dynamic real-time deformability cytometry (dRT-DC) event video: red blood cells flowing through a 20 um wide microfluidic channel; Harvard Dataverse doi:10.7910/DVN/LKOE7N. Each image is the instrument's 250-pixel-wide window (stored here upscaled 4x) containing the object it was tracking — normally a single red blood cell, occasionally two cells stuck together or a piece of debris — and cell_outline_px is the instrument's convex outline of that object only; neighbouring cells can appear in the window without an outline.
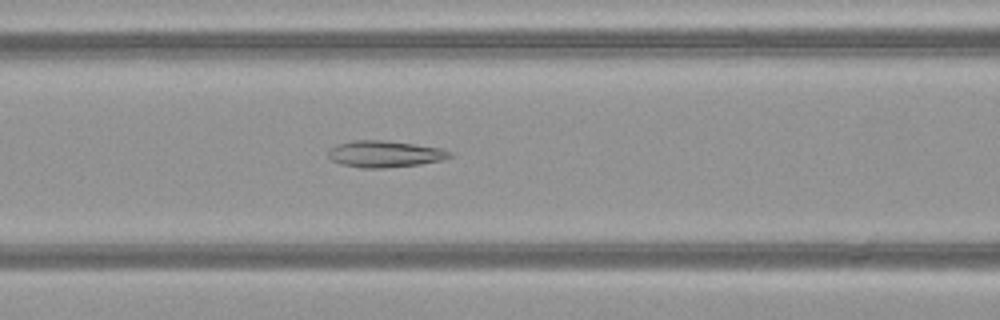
{"species": "common noctule bat (a hibernating species)", "species_latin": "Nyctalus noctula", "temperature_condition": "warm", "stored_images_in_passage": 35, "camera_frame_rate_fps": 3000, "um_per_image_px": 0.085, "animal": {"sex": "female", "body_mass_g": 21.9}, "frame": {"image": 1, "passage_image": 6, "time_ms": 1.667, "image_size_px": [1000, 320], "cell_outline_px": [[452, 156], [440, 160], [420, 164], [384, 168], [360, 168], [340, 164], [332, 160], [328, 156], [328, 152], [336, 144], [352, 140], [384, 140], [440, 148], [452, 152]], "centroid_in_image_um": [32.67, 13.09], "position_along_channel_um": 133.9, "area_um2": 18.73}}
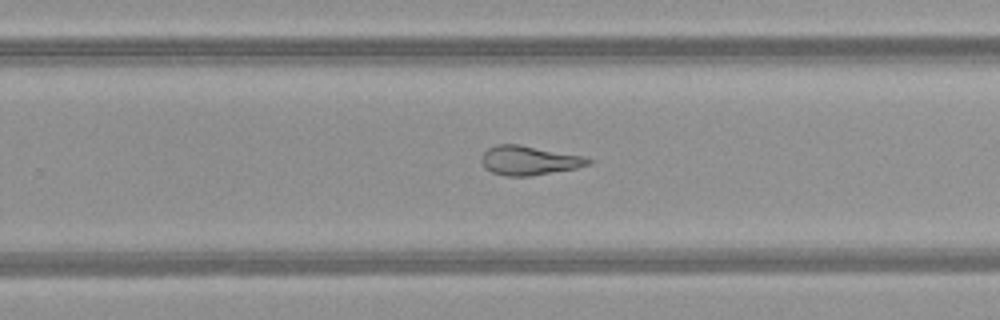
{"frame": {"image": 2, "passage_image": 17, "time_ms": 5.333, "image_size_px": [1000, 320], "cell_outline_px": [[592, 164], [576, 168], [532, 176], [504, 176], [492, 172], [484, 168], [480, 160], [480, 156], [488, 148], [496, 144], [520, 144], [584, 156], [592, 160]], "centroid_in_image_um": [44.95, 13.64], "position_along_channel_um": 284.9, "area_um2": 18.44}}
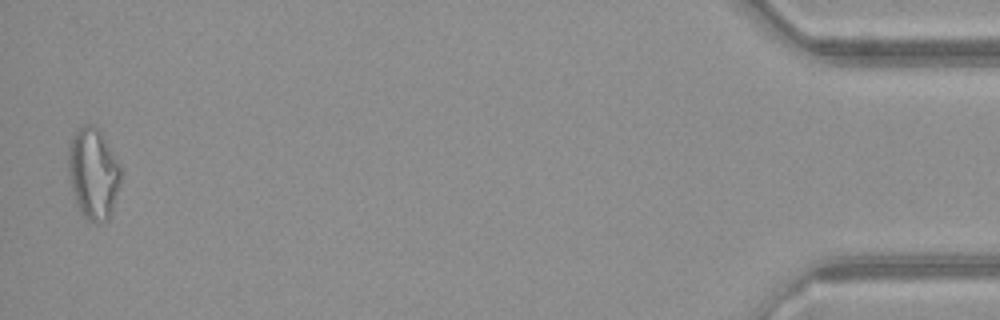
{"frame": {"image": 3, "passage_image": 34, "time_ms": 11.0, "image_size_px": [1000, 320], "cell_outline_px": [[124, 172], [108, 220], [96, 224], [88, 220], [80, 212], [68, 176], [68, 148], [76, 132], [84, 124], [92, 124], [100, 128], [120, 164]], "centroid_in_image_um": [7.96, 14.73], "position_along_channel_um": 427.2, "area_um2": 28.15}, "authors_computed_cell_mechanics": {"area_um2": 19.1318, "velocity_mm_per_s": 4.1199, "shape_relaxation_time_tau1_ms": null, "shape_relaxation_time_tau2_ms": 2.2345, "deformation_change_tau1": null, "deformation_change_tau2": 0.1148}}